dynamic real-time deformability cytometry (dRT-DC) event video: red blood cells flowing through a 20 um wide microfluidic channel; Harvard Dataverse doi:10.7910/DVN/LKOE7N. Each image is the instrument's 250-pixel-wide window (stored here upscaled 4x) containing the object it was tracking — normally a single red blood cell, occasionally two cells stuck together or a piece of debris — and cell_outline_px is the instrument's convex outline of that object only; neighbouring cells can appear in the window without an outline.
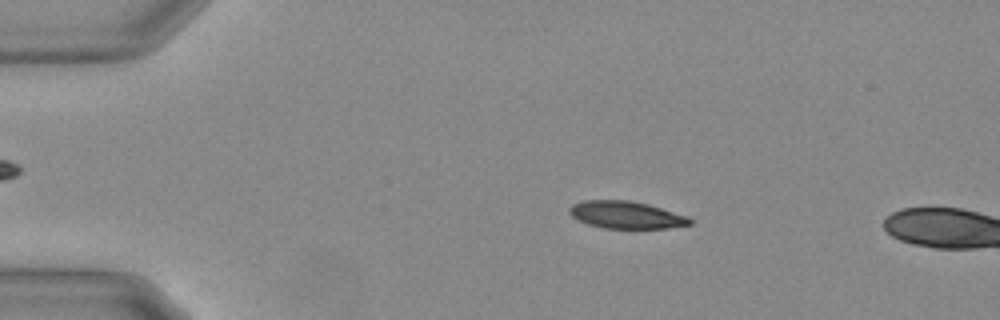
{"species": "Egyptian fruit bat (a non-hibernating species)", "species_latin": "Rousettus aegyptiacus", "temperature_condition": "warm", "stored_images_in_passage": 9, "camera_frame_rate_fps": 3000, "um_per_image_px": 0.085, "animal": {"sex": "female"}, "frame": {"image": 1, "passage_image": 6, "time_ms": 1.667, "image_size_px": [1000, 320], "cell_outline_px": [[692, 224], [668, 228], [604, 228], [588, 224], [572, 216], [568, 212], [568, 208], [572, 204], [584, 200], [628, 200], [648, 204], [688, 216], [692, 220]], "centroid_in_image_um": [53.22, 18.26], "position_along_channel_um": 31.8, "area_um2": 19.13}}